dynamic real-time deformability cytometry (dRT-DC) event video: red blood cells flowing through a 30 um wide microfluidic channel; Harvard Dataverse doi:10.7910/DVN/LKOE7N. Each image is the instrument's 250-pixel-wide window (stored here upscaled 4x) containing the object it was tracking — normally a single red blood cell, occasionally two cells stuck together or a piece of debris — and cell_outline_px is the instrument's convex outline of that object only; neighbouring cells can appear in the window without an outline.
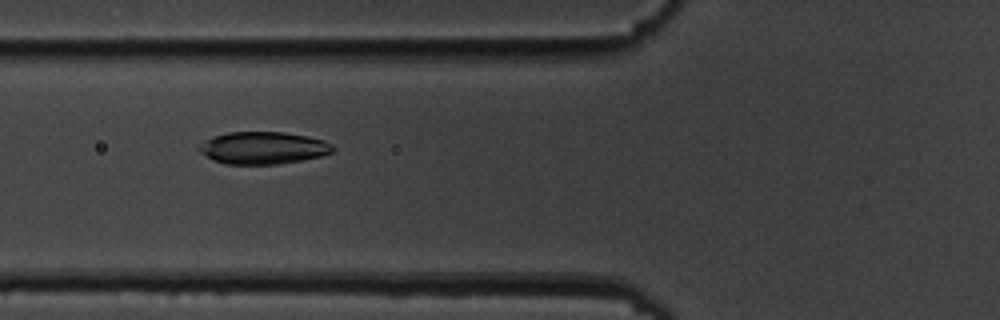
{"species": "common noctule bat (a hibernating species)", "species_latin": "Nyctalus noctula", "temperature_condition": "cold", "stored_images_in_passage": 3, "camera_frame_rate_fps": 3000, "um_per_image_px": 0.085, "animal": {"sex": "male", "body_mass_g": 19.5, "forearm_length_mm": 54.6}, "frame": {"image": 1, "passage_image": 2, "time_ms": 1.333, "image_size_px": [1000, 320], "cell_outline_px": [[336, 148], [332, 152], [320, 156], [300, 160], [276, 164], [224, 164], [212, 160], [200, 152], [196, 148], [204, 140], [228, 132], [284, 132], [308, 136], [324, 140], [332, 144]], "centroid_in_image_um": [22.35, 12.57], "position_along_channel_um": 103.4, "area_um2": 25.2}}
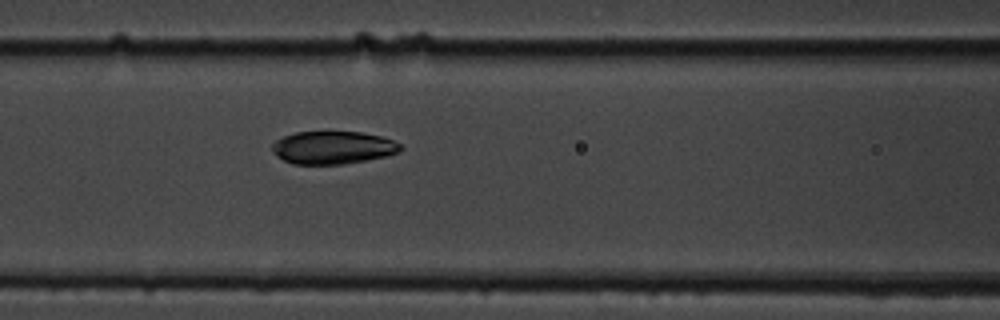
{"frame": {"image": 2, "passage_image": 3, "time_ms": 2.333, "image_size_px": [1000, 320], "cell_outline_px": [[404, 148], [400, 152], [384, 156], [344, 164], [292, 164], [284, 160], [272, 148], [272, 144], [276, 140], [284, 136], [296, 132], [360, 132], [380, 136], [392, 140], [400, 144]], "centroid_in_image_um": [28.32, 12.54], "position_along_channel_um": 138.3, "area_um2": 24.22}}